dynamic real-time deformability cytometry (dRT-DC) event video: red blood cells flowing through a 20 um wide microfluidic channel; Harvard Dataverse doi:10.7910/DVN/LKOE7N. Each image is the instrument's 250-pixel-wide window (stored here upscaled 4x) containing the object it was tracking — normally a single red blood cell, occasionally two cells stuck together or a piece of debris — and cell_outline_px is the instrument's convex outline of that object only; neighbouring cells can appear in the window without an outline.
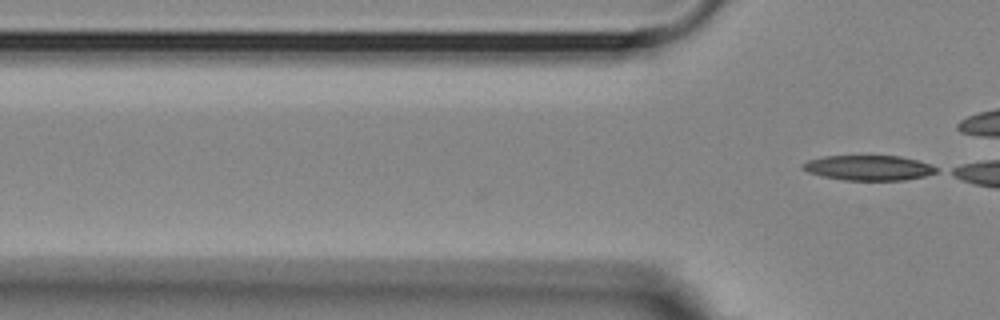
{"species": "Egyptian fruit bat (a non-hibernating species)", "species_latin": "Rousettus aegyptiacus", "temperature_condition": "room temperature", "stored_images_in_passage": 3, "camera_frame_rate_fps": 3000, "um_per_image_px": 0.085, "animal": {"sex": "female"}, "frame": {"image": 1, "passage_image": 3, "time_ms": 0.667, "image_size_px": [1000, 320], "cell_outline_px": [[940, 168], [936, 172], [924, 176], [904, 180], [844, 180], [824, 176], [808, 172], [800, 164], [808, 160], [824, 156], [900, 156], [932, 164]], "centroid_in_image_um": [73.87, 14.26], "position_along_channel_um": 51.9, "area_um2": 19.42}}